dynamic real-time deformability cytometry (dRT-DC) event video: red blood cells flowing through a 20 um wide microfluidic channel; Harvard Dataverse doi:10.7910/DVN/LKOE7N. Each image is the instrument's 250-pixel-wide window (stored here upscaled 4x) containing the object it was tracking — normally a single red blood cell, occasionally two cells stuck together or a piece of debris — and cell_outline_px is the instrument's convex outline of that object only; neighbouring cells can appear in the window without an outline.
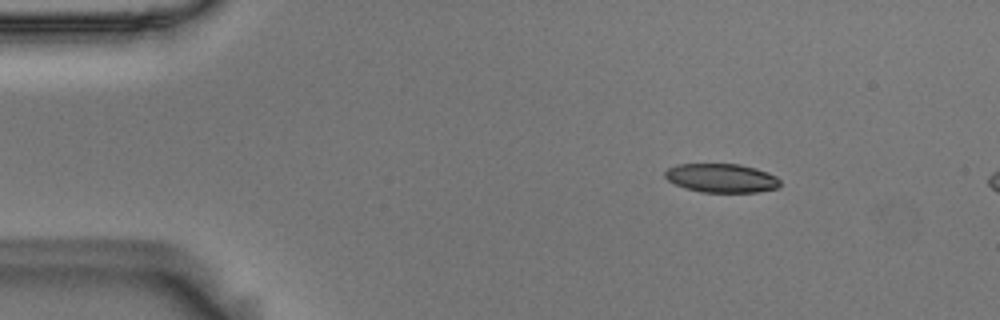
{"species": "Egyptian fruit bat (a non-hibernating species)", "species_latin": "Rousettus aegyptiacus", "temperature_condition": "room temperature", "stored_images_in_passage": 3, "camera_frame_rate_fps": 3000, "um_per_image_px": 0.085, "animal": {"sex": "male"}, "frame": {"image": 1, "passage_image": 3, "time_ms": 0.667, "image_size_px": [1000, 320], "cell_outline_px": [[780, 184], [776, 188], [756, 192], [700, 192], [684, 188], [668, 180], [664, 176], [664, 172], [668, 168], [676, 164], [740, 164], [756, 168], [768, 172], [776, 176], [780, 180]], "centroid_in_image_um": [61.31, 15.13], "position_along_channel_um": 23.7, "area_um2": 19.42}}